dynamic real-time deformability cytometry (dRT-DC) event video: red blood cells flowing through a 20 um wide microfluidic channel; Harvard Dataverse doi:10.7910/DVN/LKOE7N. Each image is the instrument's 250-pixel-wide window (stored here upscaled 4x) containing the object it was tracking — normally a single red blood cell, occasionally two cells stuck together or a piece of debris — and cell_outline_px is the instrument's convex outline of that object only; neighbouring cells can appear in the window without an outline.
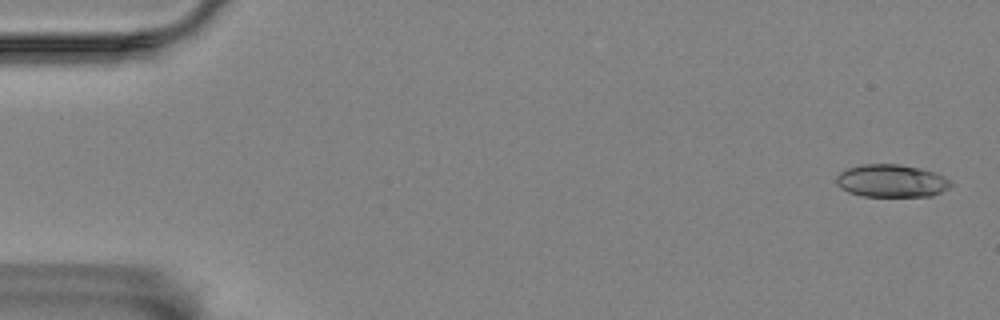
{"species": "Egyptian fruit bat (a non-hibernating species)", "species_latin": "Rousettus aegyptiacus", "temperature_condition": "room temperature", "stored_images_in_passage": 58, "camera_frame_rate_fps": 3000, "um_per_image_px": 0.085, "animal": {"sex": "female"}, "frame": {"image": 1, "passage_image": 2, "time_ms": 0.333, "image_size_px": [1000, 320], "cell_outline_px": [[952, 184], [948, 188], [932, 196], [860, 196], [848, 192], [840, 188], [836, 184], [836, 176], [840, 172], [848, 168], [860, 164], [900, 164], [920, 168], [932, 172], [948, 180]], "centroid_in_image_um": [75.7, 15.37], "position_along_channel_um": 9.3, "area_um2": 21.73}}
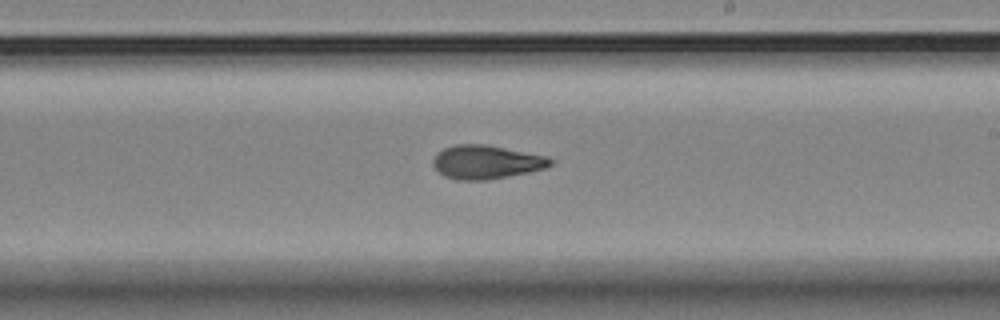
{"frame": {"image": 2, "passage_image": 34, "time_ms": 11.0, "image_size_px": [1000, 320], "cell_outline_px": [[556, 160], [552, 164], [544, 168], [528, 172], [488, 180], [456, 180], [444, 176], [432, 164], [432, 160], [436, 152], [444, 148], [456, 144], [484, 144], [548, 156]], "centroid_in_image_um": [41.33, 13.77], "position_along_channel_um": 247.7, "area_um2": 23.12}}
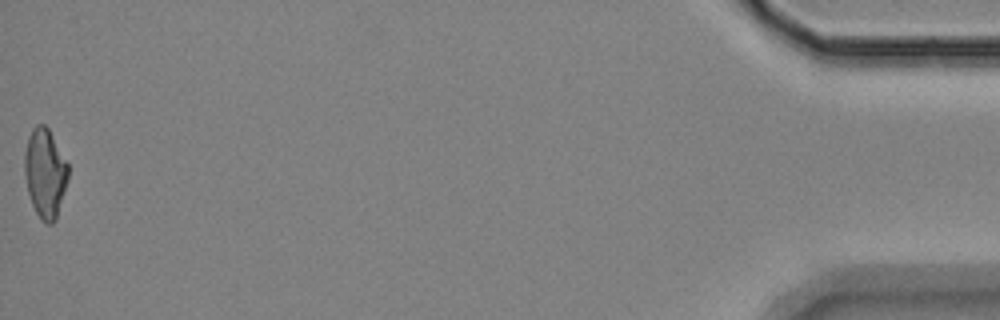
{"frame": {"image": 3, "passage_image": 58, "time_ms": 19.0, "image_size_px": [1000, 320], "cell_outline_px": [[68, 180], [56, 220], [52, 224], [48, 224], [40, 220], [32, 204], [28, 192], [24, 172], [24, 152], [28, 136], [32, 128], [36, 124], [44, 124], [48, 128], [68, 164]], "centroid_in_image_um": [3.82, 14.72], "position_along_channel_um": 431.4, "area_um2": 22.77}, "authors_computed_cell_mechanics": {"area_um2": 22.5131, "velocity_mm_per_s": 3.4654, "shape_relaxation_time_tau1_ms": 6.1473, "shape_relaxation_time_tau2_ms": 3.2648, "deformation_change_tau1": 0.18, "deformation_change_tau2": 0.099}}